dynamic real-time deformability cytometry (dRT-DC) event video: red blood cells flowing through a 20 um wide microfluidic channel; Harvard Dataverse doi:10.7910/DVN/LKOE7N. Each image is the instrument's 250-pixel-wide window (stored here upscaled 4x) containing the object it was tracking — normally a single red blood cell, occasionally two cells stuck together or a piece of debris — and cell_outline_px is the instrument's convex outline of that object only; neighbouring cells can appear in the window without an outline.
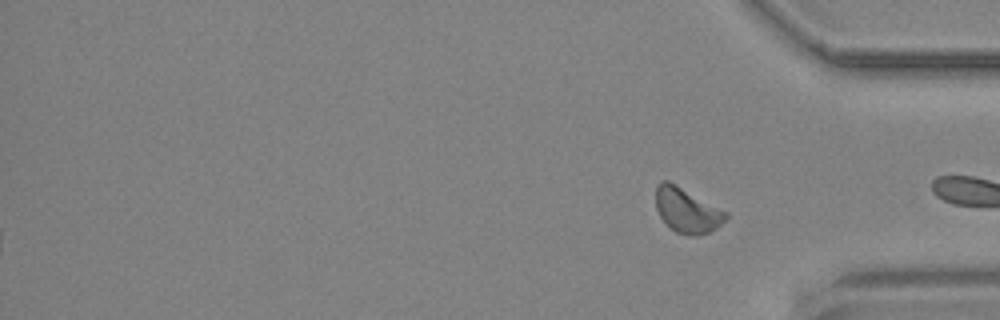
{"species": "common noctule bat (a hibernating species)", "species_latin": "Nyctalus noctula", "temperature_condition": "cold", "stored_images_in_passage": 53, "camera_frame_rate_fps": 3000, "um_per_image_px": 0.085, "animal": {"sex": "male", "body_mass_g": 19.2, "forearm_length_mm": 51.8}, "frame": {"image": 1, "passage_image": 53, "time_ms": 17.333, "image_size_px": [1000, 320], "cell_outline_px": [[728, 216], [716, 228], [700, 236], [688, 236], [676, 232], [660, 216], [656, 208], [656, 184], [660, 180], [668, 180], [676, 184], [728, 212]], "centroid_in_image_um": [58.38, 17.86], "position_along_channel_um": 376.8, "area_um2": 18.26}}